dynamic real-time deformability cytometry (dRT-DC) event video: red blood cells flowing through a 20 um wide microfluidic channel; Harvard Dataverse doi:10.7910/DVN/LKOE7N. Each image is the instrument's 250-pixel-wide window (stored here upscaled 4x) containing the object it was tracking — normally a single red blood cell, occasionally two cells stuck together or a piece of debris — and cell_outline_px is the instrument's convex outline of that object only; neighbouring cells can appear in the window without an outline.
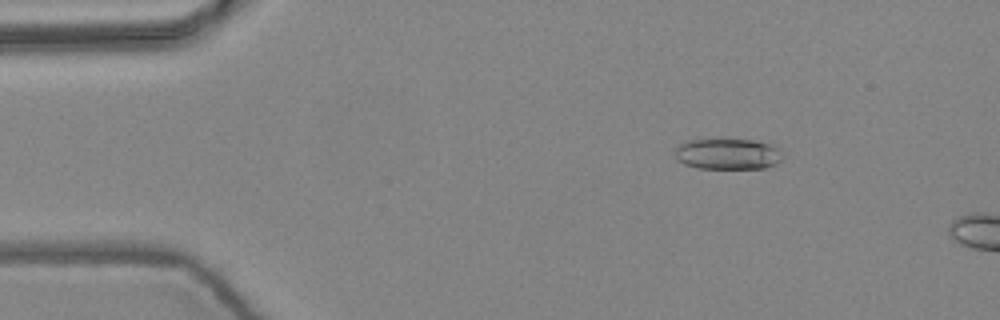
{"species": "common noctule bat (a hibernating species)", "species_latin": "Nyctalus noctula", "temperature_condition": "warm", "stored_images_in_passage": 2, "camera_frame_rate_fps": 3000, "um_per_image_px": 0.085, "animal": {"sex": "female", "body_mass_g": 24.6, "forearm_length_mm": 56.2}, "frame": {"image": 1, "passage_image": 1, "time_ms": 0.0, "image_size_px": [1000, 320], "cell_outline_px": [[784, 156], [776, 164], [764, 168], [696, 168], [684, 164], [676, 160], [676, 148], [680, 144], [688, 140], [752, 140], [768, 144], [784, 152]], "centroid_in_image_um": [61.86, 13.1], "position_along_channel_um": 23.1, "area_um2": 19.25}}